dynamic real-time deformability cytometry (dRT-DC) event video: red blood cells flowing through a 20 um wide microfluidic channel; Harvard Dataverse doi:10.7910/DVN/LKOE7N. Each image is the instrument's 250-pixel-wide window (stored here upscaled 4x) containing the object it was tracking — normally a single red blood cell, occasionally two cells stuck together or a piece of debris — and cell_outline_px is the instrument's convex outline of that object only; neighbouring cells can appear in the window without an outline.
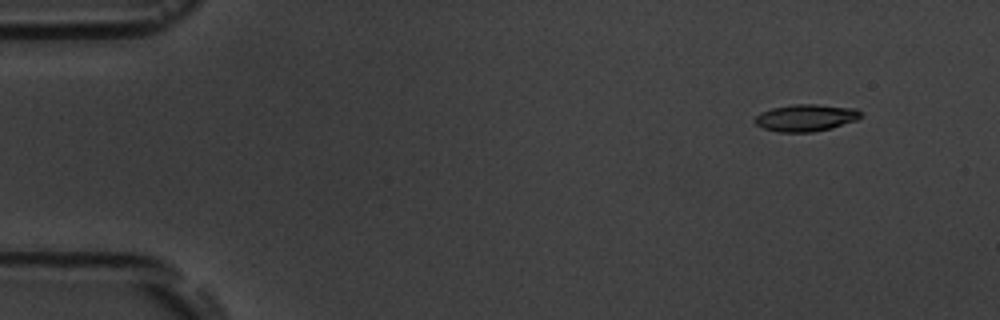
{"species": "common noctule bat (a hibernating species)", "species_latin": "Nyctalus noctula", "temperature_condition": "room temperature", "stored_images_in_passage": 9, "camera_frame_rate_fps": 3000, "um_per_image_px": 0.085, "animal": {"sex": "male", "body_mass_g": 19.5, "forearm_length_mm": 54.6}, "frame": {"image": 1, "passage_image": 1, "time_ms": 0.0, "image_size_px": [1000, 320], "cell_outline_px": [[864, 116], [856, 120], [832, 128], [812, 132], [780, 132], [764, 128], [756, 124], [752, 120], [760, 112], [772, 108], [792, 104], [816, 104], [856, 108]], "centroid_in_image_um": [68.5, 10.0], "position_along_channel_um": 16.5, "area_um2": 16.76}}
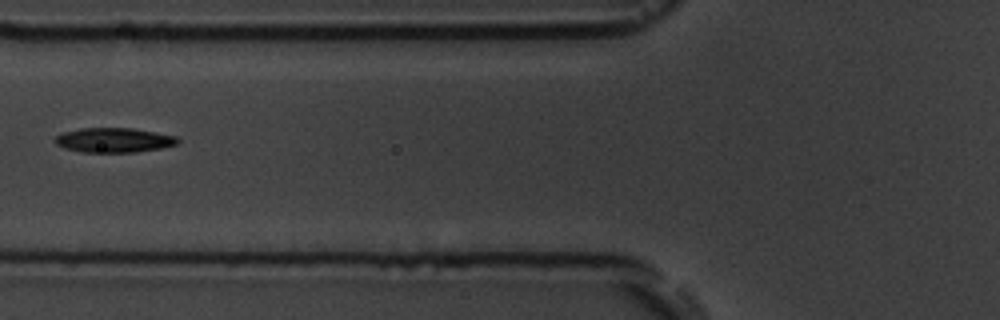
{"frame": {"image": 2, "passage_image": 6, "time_ms": 5.667, "image_size_px": [1000, 320], "cell_outline_px": [[180, 140], [176, 144], [160, 148], [136, 152], [84, 152], [64, 148], [56, 144], [52, 140], [56, 136], [64, 132], [80, 128], [132, 128], [156, 132], [176, 136]], "centroid_in_image_um": [9.66, 11.9], "position_along_channel_um": 116.1, "area_um2": 17.57}}
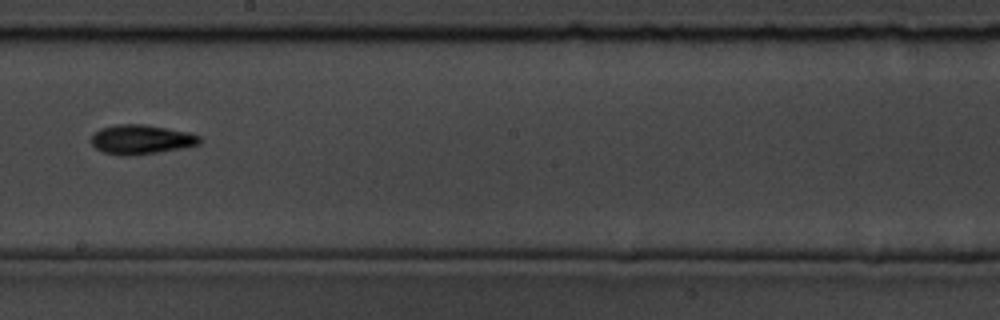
{"frame": {"image": 3, "passage_image": 9, "time_ms": 9.0, "image_size_px": [1000, 320], "cell_outline_px": [[200, 144], [180, 148], [156, 152], [128, 156], [124, 156], [104, 152], [96, 148], [88, 140], [92, 132], [100, 128], [116, 124], [144, 124], [188, 132], [200, 136]], "centroid_in_image_um": [11.92, 11.84], "position_along_channel_um": 236.3, "area_um2": 18.61}}